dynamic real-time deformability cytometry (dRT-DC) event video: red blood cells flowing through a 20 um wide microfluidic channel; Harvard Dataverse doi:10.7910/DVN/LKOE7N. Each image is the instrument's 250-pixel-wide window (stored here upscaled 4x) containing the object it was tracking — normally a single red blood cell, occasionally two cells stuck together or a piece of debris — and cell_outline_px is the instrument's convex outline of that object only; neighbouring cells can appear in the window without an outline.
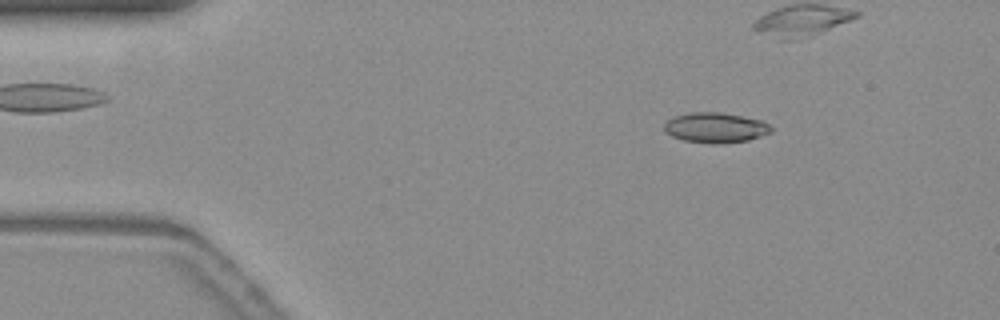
{"species": "common noctule bat (a hibernating species)", "species_latin": "Nyctalus noctula", "temperature_condition": "warm", "stored_images_in_passage": 37, "camera_frame_rate_fps": 3000, "um_per_image_px": 0.085, "animal": {"sex": "female", "body_mass_g": 19.3, "forearm_length_mm": 54.1}, "frame": {"image": 1, "passage_image": 2, "time_ms": 0.333, "image_size_px": [1000, 320], "cell_outline_px": [[772, 132], [748, 140], [684, 140], [672, 136], [664, 128], [664, 124], [668, 120], [676, 116], [692, 112], [720, 112], [760, 120], [768, 124], [772, 128]], "centroid_in_image_um": [60.82, 10.79], "position_along_channel_um": 24.2, "area_um2": 17.51}}
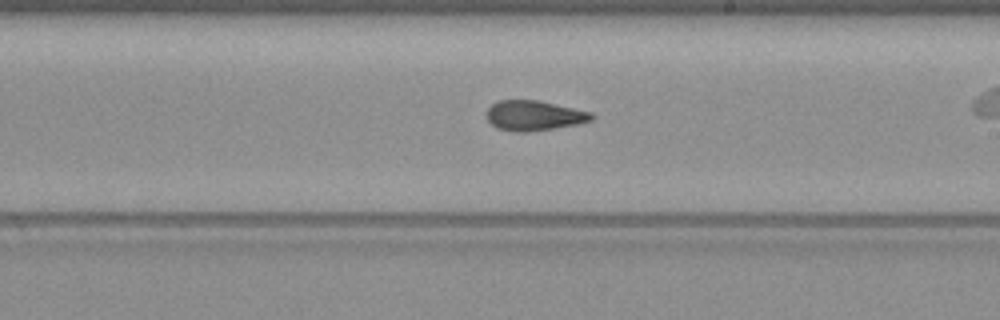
{"frame": {"image": 2, "passage_image": 25, "time_ms": 8.0, "image_size_px": [1000, 320], "cell_outline_px": [[596, 116], [592, 120], [576, 124], [528, 132], [512, 132], [496, 128], [488, 120], [488, 108], [492, 104], [500, 100], [540, 100], [592, 112]], "centroid_in_image_um": [45.41, 9.82], "position_along_channel_um": 243.6, "area_um2": 18.38}}
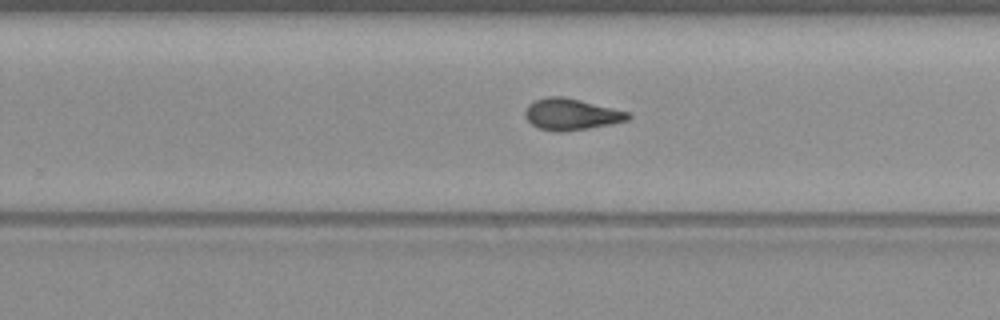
{"frame": {"image": 3, "passage_image": 28, "time_ms": 9.0, "image_size_px": [1000, 320], "cell_outline_px": [[632, 116], [628, 120], [588, 128], [564, 132], [552, 132], [540, 128], [532, 124], [524, 116], [524, 112], [528, 104], [536, 100], [548, 96], [560, 96], [580, 100], [628, 112]], "centroid_in_image_um": [48.52, 9.72], "position_along_channel_um": 281.3, "area_um2": 18.67}}